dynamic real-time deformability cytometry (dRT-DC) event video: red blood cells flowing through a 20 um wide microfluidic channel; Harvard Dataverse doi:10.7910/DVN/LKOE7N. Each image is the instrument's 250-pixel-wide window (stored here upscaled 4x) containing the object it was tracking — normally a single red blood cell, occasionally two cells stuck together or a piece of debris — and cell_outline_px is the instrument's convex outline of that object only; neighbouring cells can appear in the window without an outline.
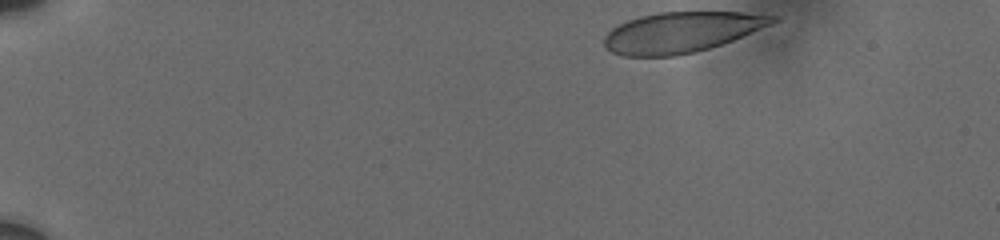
{"species": "human", "species_latin": "Homo sapiens", "temperature_condition": "cold", "stored_images_in_passage": 16, "camera_frame_rate_fps": 3000, "um_per_image_px": 0.085, "donor": {"sex": "male"}, "frame": {"image": 1, "passage_image": 1, "time_ms": 0.0, "image_size_px": [1000, 240], "cell_outline_px": [[780, 20], [772, 24], [732, 40], [696, 52], [676, 56], [624, 56], [612, 52], [604, 48], [604, 36], [612, 28], [628, 20], [640, 16], [660, 12], [744, 12], [780, 16]], "centroid_in_image_um": [57.93, 2.73], "position_along_channel_um": 27.1, "area_um2": 39.77}}
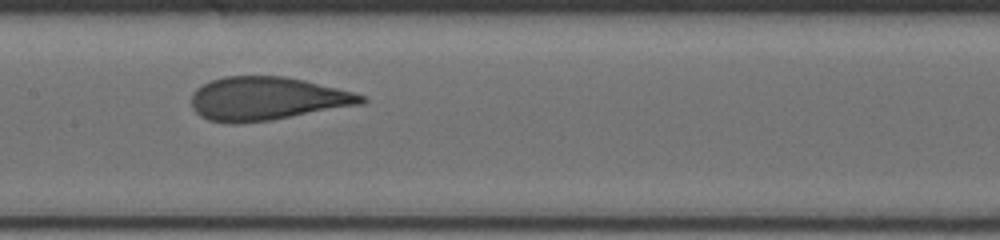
{"frame": {"image": 2, "passage_image": 9, "time_ms": 7.333, "image_size_px": [1000, 240], "cell_outline_px": [[368, 100], [364, 104], [272, 120], [236, 124], [232, 124], [208, 120], [200, 116], [192, 108], [192, 92], [196, 88], [212, 80], [224, 76], [284, 76], [304, 80], [352, 92], [364, 96]], "centroid_in_image_um": [22.68, 8.4], "position_along_channel_um": 184.7, "area_um2": 43.06}}
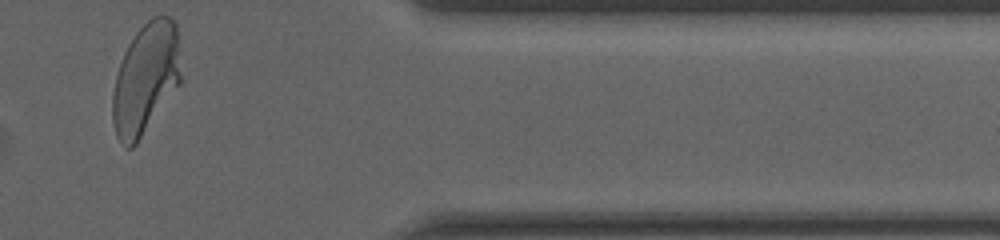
{"frame": {"image": 3, "passage_image": 16, "time_ms": 13.667, "image_size_px": [1000, 240], "cell_outline_px": [[180, 84], [136, 144], [132, 148], [124, 148], [120, 144], [116, 136], [112, 120], [112, 96], [116, 76], [124, 52], [128, 44], [136, 32], [152, 16], [168, 16], [176, 20], [180, 76]], "centroid_in_image_um": [12.36, 6.71], "position_along_channel_um": 399.0, "area_um2": 44.16}, "authors_computed_cell_mechanics": {"area_um2": 42.9454, "velocity_mm_per_s": 3.6802, "shape_relaxation_time_tau1_ms": 4.3592, "shape_relaxation_time_tau2_ms": null, "deformation_change_tau1": 0.1676, "deformation_change_tau2": null}}